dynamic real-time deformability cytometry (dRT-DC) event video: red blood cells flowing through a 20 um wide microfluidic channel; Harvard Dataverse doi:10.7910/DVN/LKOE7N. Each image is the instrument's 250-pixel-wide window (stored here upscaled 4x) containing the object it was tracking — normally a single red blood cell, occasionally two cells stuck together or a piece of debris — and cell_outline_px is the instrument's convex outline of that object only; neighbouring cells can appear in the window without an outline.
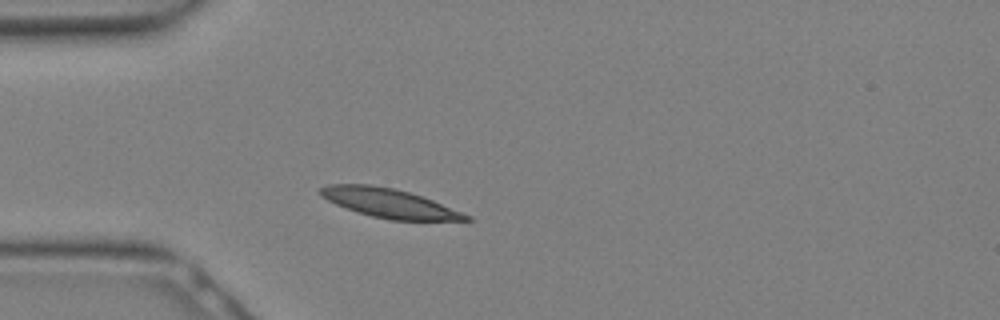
{"species": "Egyptian fruit bat (a non-hibernating species)", "species_latin": "Rousettus aegyptiacus", "temperature_condition": "warm", "stored_images_in_passage": 11, "camera_frame_rate_fps": 3000, "um_per_image_px": 0.085, "animal": {"sex": "female"}, "frame": {"image": 1, "passage_image": 1, "time_ms": 0.0, "image_size_px": [1000, 320], "cell_outline_px": [[472, 220], [392, 220], [372, 216], [356, 212], [336, 204], [320, 196], [320, 188], [328, 184], [372, 184], [392, 188], [408, 192], [432, 200], [472, 216]], "centroid_in_image_um": [33.06, 17.26], "position_along_channel_um": 51.9, "area_um2": 24.39}}
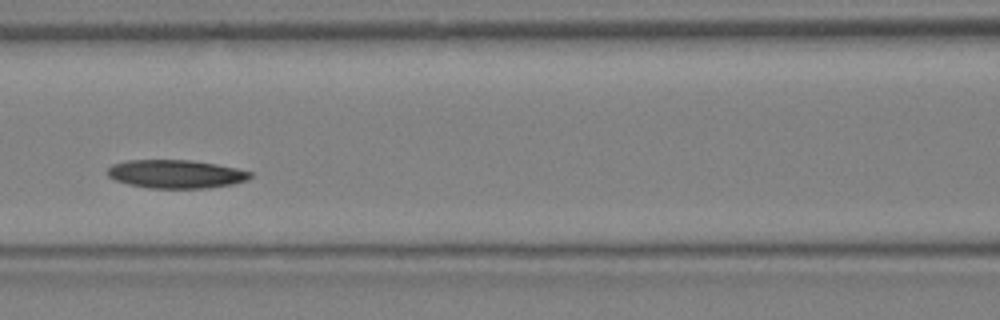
{"frame": {"image": 2, "passage_image": 6, "time_ms": 1.667, "image_size_px": [1000, 320], "cell_outline_px": [[252, 176], [248, 180], [232, 184], [208, 188], [148, 188], [128, 184], [116, 180], [108, 176], [108, 168], [112, 164], [128, 160], [192, 160], [216, 164], [236, 168], [252, 172]], "centroid_in_image_um": [14.96, 14.79], "position_along_channel_um": 151.6, "area_um2": 23.64}}
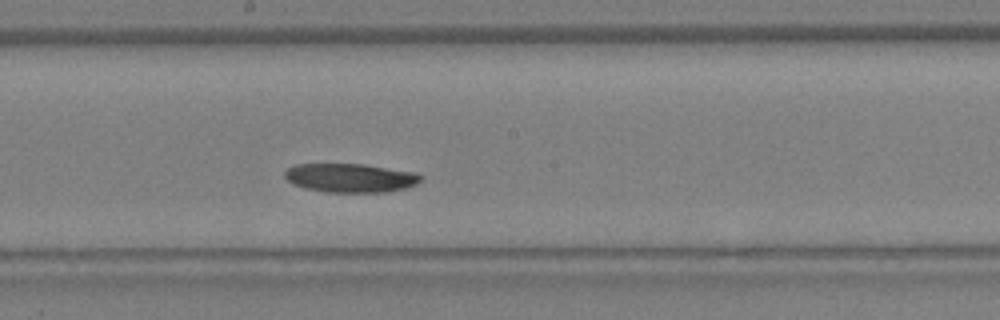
{"frame": {"image": 3, "passage_image": 9, "time_ms": 2.667, "image_size_px": [1000, 320], "cell_outline_px": [[424, 176], [416, 184], [404, 188], [384, 192], [328, 192], [304, 188], [292, 184], [284, 176], [284, 172], [288, 168], [296, 164], [364, 164], [412, 172]], "centroid_in_image_um": [29.74, 15.12], "position_along_channel_um": 218.5, "area_um2": 22.72}}